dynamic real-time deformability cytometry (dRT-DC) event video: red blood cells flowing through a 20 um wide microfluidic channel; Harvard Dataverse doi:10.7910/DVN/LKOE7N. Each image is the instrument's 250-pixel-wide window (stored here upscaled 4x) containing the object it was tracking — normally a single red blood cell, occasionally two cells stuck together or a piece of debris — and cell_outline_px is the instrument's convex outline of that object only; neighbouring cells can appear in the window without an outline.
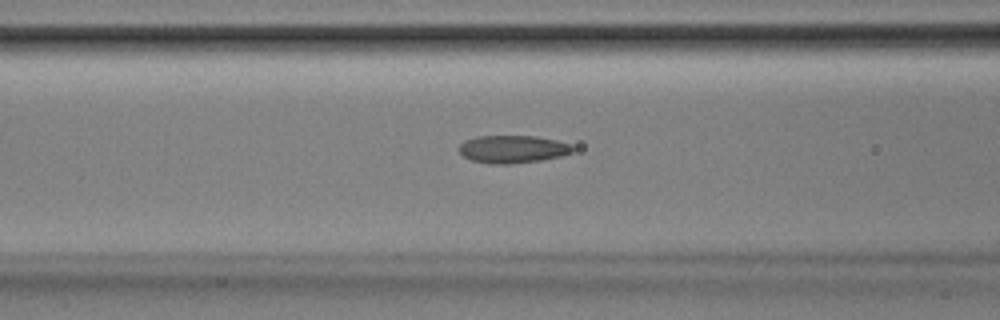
{"species": "Egyptian fruit bat (a non-hibernating species)", "species_latin": "Rousettus aegyptiacus", "temperature_condition": "room temperature", "stored_images_in_passage": 36, "camera_frame_rate_fps": 3000, "um_per_image_px": 0.085, "animal": {"sex": "male"}, "frame": {"image": 1, "passage_image": 5, "time_ms": 1.333, "image_size_px": [1000, 320], "cell_outline_px": [[572, 152], [560, 156], [540, 160], [512, 164], [492, 164], [472, 160], [464, 156], [460, 152], [460, 144], [464, 140], [476, 136], [536, 136], [556, 140], [572, 144]], "centroid_in_image_um": [43.57, 12.67], "position_along_channel_um": 123.0, "area_um2": 18.26}}
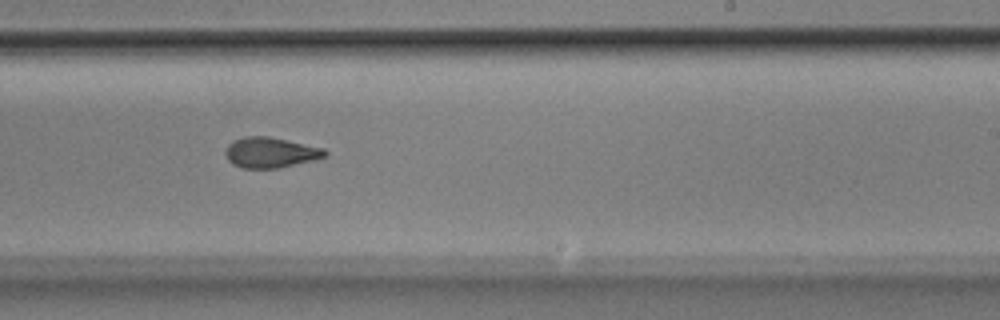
{"frame": {"image": 2, "passage_image": 16, "time_ms": 5.0, "image_size_px": [1000, 320], "cell_outline_px": [[328, 156], [312, 160], [276, 168], [240, 168], [232, 164], [228, 160], [224, 152], [228, 144], [232, 140], [244, 136], [268, 136], [324, 148], [328, 152]], "centroid_in_image_um": [22.95, 12.95], "position_along_channel_um": 266.0, "area_um2": 17.69}}
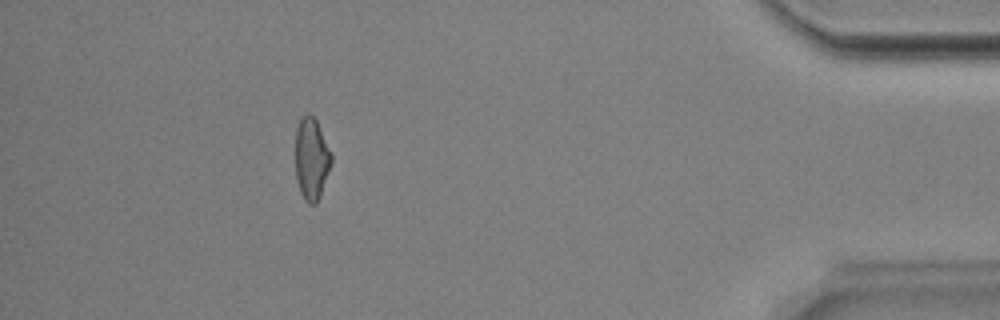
{"frame": {"image": 3, "passage_image": 31, "time_ms": 10.0, "image_size_px": [1000, 320], "cell_outline_px": [[332, 160], [320, 196], [316, 204], [308, 204], [304, 200], [300, 192], [296, 180], [296, 128], [300, 120], [308, 112], [316, 120], [332, 152]], "centroid_in_image_um": [26.48, 13.52], "position_along_channel_um": 408.7, "area_um2": 17.17}, "authors_computed_cell_mechanics": {"area_um2": 17.629, "velocity_mm_per_s": 3.902, "shape_relaxation_time_tau1_ms": 3.5871, "shape_relaxation_time_tau2_ms": 1.6583, "deformation_change_tau1": 0.1386, "deformation_change_tau2": 0.0874}}